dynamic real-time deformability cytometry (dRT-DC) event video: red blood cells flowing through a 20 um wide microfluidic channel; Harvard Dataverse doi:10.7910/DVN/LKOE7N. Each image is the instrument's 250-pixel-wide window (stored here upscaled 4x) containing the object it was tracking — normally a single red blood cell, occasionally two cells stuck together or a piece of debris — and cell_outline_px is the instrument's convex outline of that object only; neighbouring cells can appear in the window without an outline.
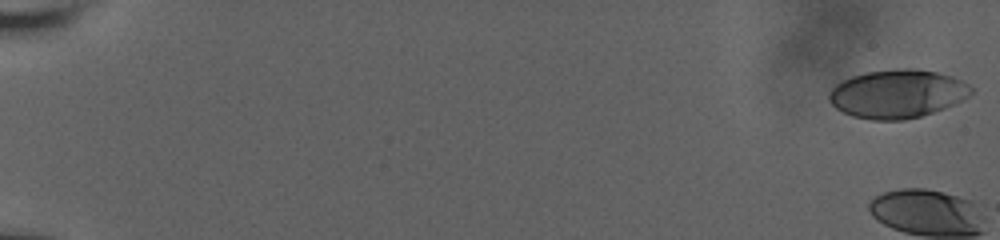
{"species": "human", "species_latin": "Homo sapiens", "temperature_condition": "room temperature", "stored_images_in_passage": 6, "camera_frame_rate_fps": 3000, "um_per_image_px": 0.085, "donor": {"sex": "male"}, "frame": {"image": 1, "passage_image": 1, "time_ms": 0.0, "image_size_px": [1000, 240], "cell_outline_px": [[972, 92], [964, 100], [944, 108], [920, 116], [904, 120], [872, 120], [852, 116], [836, 108], [828, 100], [828, 92], [840, 80], [864, 72], [900, 68], [916, 68], [936, 72], [952, 76], [968, 84], [972, 88]], "centroid_in_image_um": [76.25, 7.97], "position_along_channel_um": 8.7, "area_um2": 40.29}}